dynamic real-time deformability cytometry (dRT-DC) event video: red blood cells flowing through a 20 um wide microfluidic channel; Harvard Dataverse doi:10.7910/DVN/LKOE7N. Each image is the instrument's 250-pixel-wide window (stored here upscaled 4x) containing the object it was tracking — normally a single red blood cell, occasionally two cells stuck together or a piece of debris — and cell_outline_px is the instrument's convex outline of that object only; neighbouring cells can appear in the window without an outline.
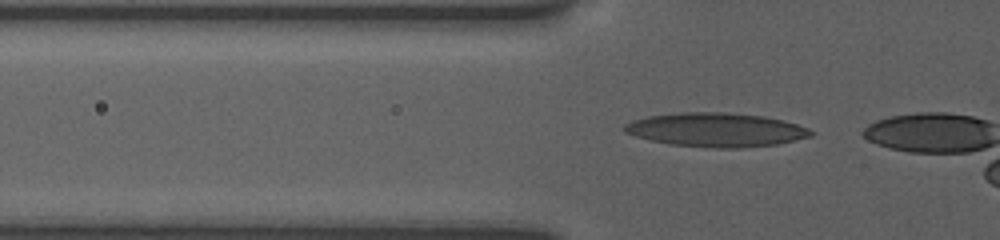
{"species": "human", "species_latin": "Homo sapiens", "temperature_condition": "room temperature", "stored_images_in_passage": 8, "camera_frame_rate_fps": 3000, "um_per_image_px": 0.085, "donor": {"sex": "female"}, "frame": {"image": 1, "passage_image": 5, "time_ms": 1.333, "image_size_px": [1000, 240], "cell_outline_px": [[812, 136], [776, 144], [740, 148], [720, 148], [672, 144], [652, 140], [636, 136], [624, 132], [624, 124], [632, 120], [648, 116], [680, 112], [724, 112], [764, 116], [784, 120], [808, 128], [812, 132]], "centroid_in_image_um": [60.86, 11.02], "position_along_channel_um": 64.9, "area_um2": 36.59}}